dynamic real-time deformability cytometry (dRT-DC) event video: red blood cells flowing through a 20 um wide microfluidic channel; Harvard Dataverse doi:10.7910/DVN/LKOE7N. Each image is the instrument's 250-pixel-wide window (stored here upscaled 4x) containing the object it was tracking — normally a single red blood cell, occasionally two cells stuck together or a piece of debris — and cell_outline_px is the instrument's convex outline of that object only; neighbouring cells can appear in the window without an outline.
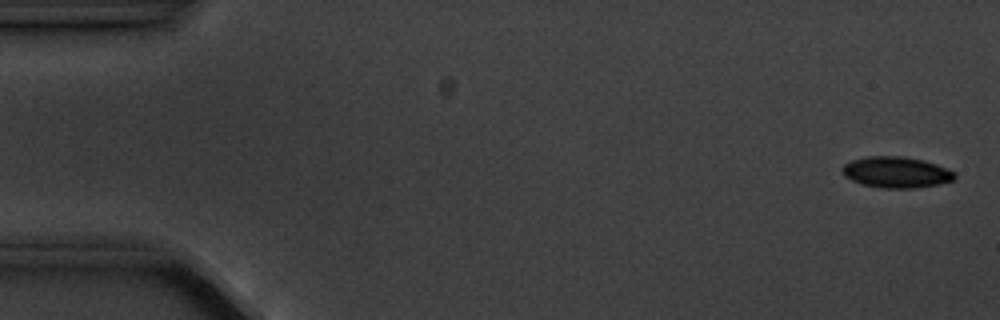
{"species": "common noctule bat (a hibernating species)", "species_latin": "Nyctalus noctula", "temperature_condition": "cold", "stored_images_in_passage": 4, "camera_frame_rate_fps": 3000, "um_per_image_px": 0.085, "animal": {"sex": "male", "body_mass_g": 20.1, "forearm_length_mm": 53.5}, "frame": {"image": 1, "passage_image": 1, "time_ms": 0.0, "image_size_px": [1000, 320], "cell_outline_px": [[956, 176], [952, 180], [936, 184], [912, 188], [888, 188], [864, 184], [852, 180], [844, 176], [844, 164], [852, 160], [868, 156], [904, 156], [936, 164], [952, 172]], "centroid_in_image_um": [76.15, 14.63], "position_along_channel_um": 8.8, "area_um2": 19.71}}